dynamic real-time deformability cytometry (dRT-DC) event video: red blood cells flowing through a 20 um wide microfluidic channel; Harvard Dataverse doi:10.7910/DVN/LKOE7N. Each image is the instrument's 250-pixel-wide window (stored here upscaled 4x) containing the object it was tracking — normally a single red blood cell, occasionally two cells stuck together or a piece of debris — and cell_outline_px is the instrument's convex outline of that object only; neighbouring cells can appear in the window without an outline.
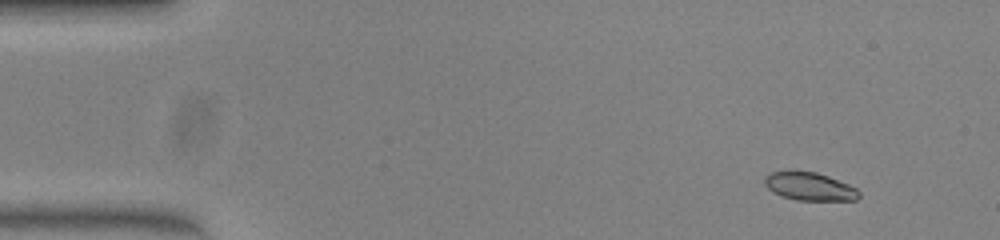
{"species": "common noctule bat (a hibernating species)", "species_latin": "Nyctalus noctula", "temperature_condition": "warm", "stored_images_in_passage": 13, "camera_frame_rate_fps": 3000, "um_per_image_px": 0.085, "animal": {"sex": "female", "body_mass_g": 23.0, "forearm_length_mm": 53.4}, "frame": {"image": 1, "passage_image": 2, "time_ms": 0.333, "image_size_px": [1000, 240], "cell_outline_px": [[860, 196], [856, 200], [796, 200], [780, 196], [772, 192], [764, 184], [764, 176], [768, 172], [816, 172], [828, 176], [848, 184], [856, 188], [860, 192]], "centroid_in_image_um": [68.79, 15.86], "position_along_channel_um": 16.2, "area_um2": 15.37}}